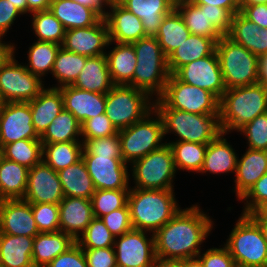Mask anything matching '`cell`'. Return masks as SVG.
<instances>
[{
  "mask_svg": "<svg viewBox=\"0 0 267 267\" xmlns=\"http://www.w3.org/2000/svg\"><path fill=\"white\" fill-rule=\"evenodd\" d=\"M192 205L180 209L163 227L154 233L156 257L163 259L183 260L197 257L201 244L213 229V221Z\"/></svg>",
  "mask_w": 267,
  "mask_h": 267,
  "instance_id": "obj_1",
  "label": "cell"
},
{
  "mask_svg": "<svg viewBox=\"0 0 267 267\" xmlns=\"http://www.w3.org/2000/svg\"><path fill=\"white\" fill-rule=\"evenodd\" d=\"M127 204L133 229L153 234L181 209L174 190L130 187Z\"/></svg>",
  "mask_w": 267,
  "mask_h": 267,
  "instance_id": "obj_2",
  "label": "cell"
},
{
  "mask_svg": "<svg viewBox=\"0 0 267 267\" xmlns=\"http://www.w3.org/2000/svg\"><path fill=\"white\" fill-rule=\"evenodd\" d=\"M267 112V87L253 85L226 89L219 103L222 132L238 131L258 115Z\"/></svg>",
  "mask_w": 267,
  "mask_h": 267,
  "instance_id": "obj_3",
  "label": "cell"
},
{
  "mask_svg": "<svg viewBox=\"0 0 267 267\" xmlns=\"http://www.w3.org/2000/svg\"><path fill=\"white\" fill-rule=\"evenodd\" d=\"M136 52L133 80L128 84L158 99L170 76L167 57L156 37L146 36L132 43ZM153 95V96H152Z\"/></svg>",
  "mask_w": 267,
  "mask_h": 267,
  "instance_id": "obj_4",
  "label": "cell"
},
{
  "mask_svg": "<svg viewBox=\"0 0 267 267\" xmlns=\"http://www.w3.org/2000/svg\"><path fill=\"white\" fill-rule=\"evenodd\" d=\"M163 121L164 137L174 133L175 142L208 144L221 133L219 114H194L171 108H154Z\"/></svg>",
  "mask_w": 267,
  "mask_h": 267,
  "instance_id": "obj_5",
  "label": "cell"
},
{
  "mask_svg": "<svg viewBox=\"0 0 267 267\" xmlns=\"http://www.w3.org/2000/svg\"><path fill=\"white\" fill-rule=\"evenodd\" d=\"M222 77L226 89L259 82L260 58L227 35L216 42Z\"/></svg>",
  "mask_w": 267,
  "mask_h": 267,
  "instance_id": "obj_6",
  "label": "cell"
},
{
  "mask_svg": "<svg viewBox=\"0 0 267 267\" xmlns=\"http://www.w3.org/2000/svg\"><path fill=\"white\" fill-rule=\"evenodd\" d=\"M152 98L133 86L114 85L106 94L105 114L117 131L125 129L154 110Z\"/></svg>",
  "mask_w": 267,
  "mask_h": 267,
  "instance_id": "obj_7",
  "label": "cell"
},
{
  "mask_svg": "<svg viewBox=\"0 0 267 267\" xmlns=\"http://www.w3.org/2000/svg\"><path fill=\"white\" fill-rule=\"evenodd\" d=\"M223 246L237 265L267 267V241L249 215L241 214Z\"/></svg>",
  "mask_w": 267,
  "mask_h": 267,
  "instance_id": "obj_8",
  "label": "cell"
},
{
  "mask_svg": "<svg viewBox=\"0 0 267 267\" xmlns=\"http://www.w3.org/2000/svg\"><path fill=\"white\" fill-rule=\"evenodd\" d=\"M154 108H171L194 114H219L220 100L210 91L178 80L170 74Z\"/></svg>",
  "mask_w": 267,
  "mask_h": 267,
  "instance_id": "obj_9",
  "label": "cell"
},
{
  "mask_svg": "<svg viewBox=\"0 0 267 267\" xmlns=\"http://www.w3.org/2000/svg\"><path fill=\"white\" fill-rule=\"evenodd\" d=\"M118 134L122 158L126 164L130 162V165L166 144L162 142L163 121L155 110L130 127L119 130Z\"/></svg>",
  "mask_w": 267,
  "mask_h": 267,
  "instance_id": "obj_10",
  "label": "cell"
},
{
  "mask_svg": "<svg viewBox=\"0 0 267 267\" xmlns=\"http://www.w3.org/2000/svg\"><path fill=\"white\" fill-rule=\"evenodd\" d=\"M133 167V168H132ZM134 188L173 190L176 174L173 153L166 143L131 164Z\"/></svg>",
  "mask_w": 267,
  "mask_h": 267,
  "instance_id": "obj_11",
  "label": "cell"
},
{
  "mask_svg": "<svg viewBox=\"0 0 267 267\" xmlns=\"http://www.w3.org/2000/svg\"><path fill=\"white\" fill-rule=\"evenodd\" d=\"M13 57L0 68V101L30 102L44 89L42 79L27 70L25 65L18 64Z\"/></svg>",
  "mask_w": 267,
  "mask_h": 267,
  "instance_id": "obj_12",
  "label": "cell"
},
{
  "mask_svg": "<svg viewBox=\"0 0 267 267\" xmlns=\"http://www.w3.org/2000/svg\"><path fill=\"white\" fill-rule=\"evenodd\" d=\"M146 232L131 229L115 237L113 247L117 267H152L156 258L154 234L147 238Z\"/></svg>",
  "mask_w": 267,
  "mask_h": 267,
  "instance_id": "obj_13",
  "label": "cell"
},
{
  "mask_svg": "<svg viewBox=\"0 0 267 267\" xmlns=\"http://www.w3.org/2000/svg\"><path fill=\"white\" fill-rule=\"evenodd\" d=\"M32 120L29 102L1 103L0 147L22 139H40Z\"/></svg>",
  "mask_w": 267,
  "mask_h": 267,
  "instance_id": "obj_14",
  "label": "cell"
},
{
  "mask_svg": "<svg viewBox=\"0 0 267 267\" xmlns=\"http://www.w3.org/2000/svg\"><path fill=\"white\" fill-rule=\"evenodd\" d=\"M173 75L182 82L210 91L219 100L226 91L216 50L180 67Z\"/></svg>",
  "mask_w": 267,
  "mask_h": 267,
  "instance_id": "obj_15",
  "label": "cell"
},
{
  "mask_svg": "<svg viewBox=\"0 0 267 267\" xmlns=\"http://www.w3.org/2000/svg\"><path fill=\"white\" fill-rule=\"evenodd\" d=\"M96 190L130 189L128 166L123 158L82 155Z\"/></svg>",
  "mask_w": 267,
  "mask_h": 267,
  "instance_id": "obj_16",
  "label": "cell"
},
{
  "mask_svg": "<svg viewBox=\"0 0 267 267\" xmlns=\"http://www.w3.org/2000/svg\"><path fill=\"white\" fill-rule=\"evenodd\" d=\"M63 198L64 193L57 171L43 160L29 169L23 200L29 203L59 204Z\"/></svg>",
  "mask_w": 267,
  "mask_h": 267,
  "instance_id": "obj_17",
  "label": "cell"
},
{
  "mask_svg": "<svg viewBox=\"0 0 267 267\" xmlns=\"http://www.w3.org/2000/svg\"><path fill=\"white\" fill-rule=\"evenodd\" d=\"M110 44L108 26L102 18L93 26L66 30L61 47L76 54L95 57L105 55L104 48Z\"/></svg>",
  "mask_w": 267,
  "mask_h": 267,
  "instance_id": "obj_18",
  "label": "cell"
},
{
  "mask_svg": "<svg viewBox=\"0 0 267 267\" xmlns=\"http://www.w3.org/2000/svg\"><path fill=\"white\" fill-rule=\"evenodd\" d=\"M105 14L111 43H133L146 37L140 18L124 8L117 0H110Z\"/></svg>",
  "mask_w": 267,
  "mask_h": 267,
  "instance_id": "obj_19",
  "label": "cell"
},
{
  "mask_svg": "<svg viewBox=\"0 0 267 267\" xmlns=\"http://www.w3.org/2000/svg\"><path fill=\"white\" fill-rule=\"evenodd\" d=\"M0 233L35 237L39 230L31 204L23 199L1 200Z\"/></svg>",
  "mask_w": 267,
  "mask_h": 267,
  "instance_id": "obj_20",
  "label": "cell"
},
{
  "mask_svg": "<svg viewBox=\"0 0 267 267\" xmlns=\"http://www.w3.org/2000/svg\"><path fill=\"white\" fill-rule=\"evenodd\" d=\"M59 205V229L75 241L95 218L90 199L65 197Z\"/></svg>",
  "mask_w": 267,
  "mask_h": 267,
  "instance_id": "obj_21",
  "label": "cell"
},
{
  "mask_svg": "<svg viewBox=\"0 0 267 267\" xmlns=\"http://www.w3.org/2000/svg\"><path fill=\"white\" fill-rule=\"evenodd\" d=\"M59 89L63 98L64 110L71 112L81 124L105 113L106 94L80 90L72 85Z\"/></svg>",
  "mask_w": 267,
  "mask_h": 267,
  "instance_id": "obj_22",
  "label": "cell"
},
{
  "mask_svg": "<svg viewBox=\"0 0 267 267\" xmlns=\"http://www.w3.org/2000/svg\"><path fill=\"white\" fill-rule=\"evenodd\" d=\"M141 19L146 36L155 37L163 18L175 8L174 0H117Z\"/></svg>",
  "mask_w": 267,
  "mask_h": 267,
  "instance_id": "obj_23",
  "label": "cell"
},
{
  "mask_svg": "<svg viewBox=\"0 0 267 267\" xmlns=\"http://www.w3.org/2000/svg\"><path fill=\"white\" fill-rule=\"evenodd\" d=\"M267 172V151L247 149L237 159L235 172L236 196L240 200L250 188Z\"/></svg>",
  "mask_w": 267,
  "mask_h": 267,
  "instance_id": "obj_24",
  "label": "cell"
},
{
  "mask_svg": "<svg viewBox=\"0 0 267 267\" xmlns=\"http://www.w3.org/2000/svg\"><path fill=\"white\" fill-rule=\"evenodd\" d=\"M227 36L259 58L267 54V28H260L241 12L232 16L231 29Z\"/></svg>",
  "mask_w": 267,
  "mask_h": 267,
  "instance_id": "obj_25",
  "label": "cell"
},
{
  "mask_svg": "<svg viewBox=\"0 0 267 267\" xmlns=\"http://www.w3.org/2000/svg\"><path fill=\"white\" fill-rule=\"evenodd\" d=\"M32 123L35 131L41 136L53 120L64 110L63 98L59 88H44L40 94L29 102Z\"/></svg>",
  "mask_w": 267,
  "mask_h": 267,
  "instance_id": "obj_26",
  "label": "cell"
},
{
  "mask_svg": "<svg viewBox=\"0 0 267 267\" xmlns=\"http://www.w3.org/2000/svg\"><path fill=\"white\" fill-rule=\"evenodd\" d=\"M72 86L80 90L107 94L114 84L110 77L106 55L88 57Z\"/></svg>",
  "mask_w": 267,
  "mask_h": 267,
  "instance_id": "obj_27",
  "label": "cell"
},
{
  "mask_svg": "<svg viewBox=\"0 0 267 267\" xmlns=\"http://www.w3.org/2000/svg\"><path fill=\"white\" fill-rule=\"evenodd\" d=\"M75 243L76 241L71 236L62 231L38 233L33 241L32 262L34 267H46Z\"/></svg>",
  "mask_w": 267,
  "mask_h": 267,
  "instance_id": "obj_28",
  "label": "cell"
},
{
  "mask_svg": "<svg viewBox=\"0 0 267 267\" xmlns=\"http://www.w3.org/2000/svg\"><path fill=\"white\" fill-rule=\"evenodd\" d=\"M49 9L66 30L93 26L102 19L95 10L74 0H51Z\"/></svg>",
  "mask_w": 267,
  "mask_h": 267,
  "instance_id": "obj_29",
  "label": "cell"
},
{
  "mask_svg": "<svg viewBox=\"0 0 267 267\" xmlns=\"http://www.w3.org/2000/svg\"><path fill=\"white\" fill-rule=\"evenodd\" d=\"M216 50V41L212 38L190 34L168 57L170 74L192 61L211 55Z\"/></svg>",
  "mask_w": 267,
  "mask_h": 267,
  "instance_id": "obj_30",
  "label": "cell"
},
{
  "mask_svg": "<svg viewBox=\"0 0 267 267\" xmlns=\"http://www.w3.org/2000/svg\"><path fill=\"white\" fill-rule=\"evenodd\" d=\"M226 134L221 133L215 140L207 145L204 163L200 173L210 174L235 173L237 165V152L224 138Z\"/></svg>",
  "mask_w": 267,
  "mask_h": 267,
  "instance_id": "obj_31",
  "label": "cell"
},
{
  "mask_svg": "<svg viewBox=\"0 0 267 267\" xmlns=\"http://www.w3.org/2000/svg\"><path fill=\"white\" fill-rule=\"evenodd\" d=\"M34 237L0 233V267H34Z\"/></svg>",
  "mask_w": 267,
  "mask_h": 267,
  "instance_id": "obj_32",
  "label": "cell"
},
{
  "mask_svg": "<svg viewBox=\"0 0 267 267\" xmlns=\"http://www.w3.org/2000/svg\"><path fill=\"white\" fill-rule=\"evenodd\" d=\"M110 77L114 85H128L133 80L136 52L132 43H116L105 53Z\"/></svg>",
  "mask_w": 267,
  "mask_h": 267,
  "instance_id": "obj_33",
  "label": "cell"
},
{
  "mask_svg": "<svg viewBox=\"0 0 267 267\" xmlns=\"http://www.w3.org/2000/svg\"><path fill=\"white\" fill-rule=\"evenodd\" d=\"M58 176L65 197L91 199L96 191L82 158L77 163L59 170Z\"/></svg>",
  "mask_w": 267,
  "mask_h": 267,
  "instance_id": "obj_34",
  "label": "cell"
},
{
  "mask_svg": "<svg viewBox=\"0 0 267 267\" xmlns=\"http://www.w3.org/2000/svg\"><path fill=\"white\" fill-rule=\"evenodd\" d=\"M175 9L182 16L191 34L212 38L216 42L222 37L208 19L207 5H196L191 0H179L175 2Z\"/></svg>",
  "mask_w": 267,
  "mask_h": 267,
  "instance_id": "obj_35",
  "label": "cell"
},
{
  "mask_svg": "<svg viewBox=\"0 0 267 267\" xmlns=\"http://www.w3.org/2000/svg\"><path fill=\"white\" fill-rule=\"evenodd\" d=\"M29 169L19 163L0 158V200L23 199Z\"/></svg>",
  "mask_w": 267,
  "mask_h": 267,
  "instance_id": "obj_36",
  "label": "cell"
},
{
  "mask_svg": "<svg viewBox=\"0 0 267 267\" xmlns=\"http://www.w3.org/2000/svg\"><path fill=\"white\" fill-rule=\"evenodd\" d=\"M190 31L180 13L174 8L166 15L155 36L163 53L168 57L178 46H180L190 35Z\"/></svg>",
  "mask_w": 267,
  "mask_h": 267,
  "instance_id": "obj_37",
  "label": "cell"
},
{
  "mask_svg": "<svg viewBox=\"0 0 267 267\" xmlns=\"http://www.w3.org/2000/svg\"><path fill=\"white\" fill-rule=\"evenodd\" d=\"M83 142H57L43 144L42 160L55 171L64 169L82 158Z\"/></svg>",
  "mask_w": 267,
  "mask_h": 267,
  "instance_id": "obj_38",
  "label": "cell"
},
{
  "mask_svg": "<svg viewBox=\"0 0 267 267\" xmlns=\"http://www.w3.org/2000/svg\"><path fill=\"white\" fill-rule=\"evenodd\" d=\"M79 137L81 123L71 112L63 110L40 136V141L42 144L82 141Z\"/></svg>",
  "mask_w": 267,
  "mask_h": 267,
  "instance_id": "obj_39",
  "label": "cell"
},
{
  "mask_svg": "<svg viewBox=\"0 0 267 267\" xmlns=\"http://www.w3.org/2000/svg\"><path fill=\"white\" fill-rule=\"evenodd\" d=\"M87 58V56L76 54L60 47L51 73L59 83L54 88L73 85L85 66Z\"/></svg>",
  "mask_w": 267,
  "mask_h": 267,
  "instance_id": "obj_40",
  "label": "cell"
},
{
  "mask_svg": "<svg viewBox=\"0 0 267 267\" xmlns=\"http://www.w3.org/2000/svg\"><path fill=\"white\" fill-rule=\"evenodd\" d=\"M177 170L199 173L202 169L208 144L192 142H168Z\"/></svg>",
  "mask_w": 267,
  "mask_h": 267,
  "instance_id": "obj_41",
  "label": "cell"
},
{
  "mask_svg": "<svg viewBox=\"0 0 267 267\" xmlns=\"http://www.w3.org/2000/svg\"><path fill=\"white\" fill-rule=\"evenodd\" d=\"M2 157L31 169L42 161L43 144L40 139H22L1 148Z\"/></svg>",
  "mask_w": 267,
  "mask_h": 267,
  "instance_id": "obj_42",
  "label": "cell"
},
{
  "mask_svg": "<svg viewBox=\"0 0 267 267\" xmlns=\"http://www.w3.org/2000/svg\"><path fill=\"white\" fill-rule=\"evenodd\" d=\"M61 45L54 42L37 41L29 47L28 64L25 65L28 71L40 78L48 71L52 73L56 55Z\"/></svg>",
  "mask_w": 267,
  "mask_h": 267,
  "instance_id": "obj_43",
  "label": "cell"
},
{
  "mask_svg": "<svg viewBox=\"0 0 267 267\" xmlns=\"http://www.w3.org/2000/svg\"><path fill=\"white\" fill-rule=\"evenodd\" d=\"M32 17V30L38 37L37 41L62 45L66 29L50 9L32 12Z\"/></svg>",
  "mask_w": 267,
  "mask_h": 267,
  "instance_id": "obj_44",
  "label": "cell"
},
{
  "mask_svg": "<svg viewBox=\"0 0 267 267\" xmlns=\"http://www.w3.org/2000/svg\"><path fill=\"white\" fill-rule=\"evenodd\" d=\"M130 189L96 190L91 197L95 218H100L112 211L123 208L127 204Z\"/></svg>",
  "mask_w": 267,
  "mask_h": 267,
  "instance_id": "obj_45",
  "label": "cell"
},
{
  "mask_svg": "<svg viewBox=\"0 0 267 267\" xmlns=\"http://www.w3.org/2000/svg\"><path fill=\"white\" fill-rule=\"evenodd\" d=\"M115 237L100 218H94L83 234L76 240L81 248H109L114 246Z\"/></svg>",
  "mask_w": 267,
  "mask_h": 267,
  "instance_id": "obj_46",
  "label": "cell"
},
{
  "mask_svg": "<svg viewBox=\"0 0 267 267\" xmlns=\"http://www.w3.org/2000/svg\"><path fill=\"white\" fill-rule=\"evenodd\" d=\"M82 155L110 156V158H122L119 134L109 137L82 139Z\"/></svg>",
  "mask_w": 267,
  "mask_h": 267,
  "instance_id": "obj_47",
  "label": "cell"
},
{
  "mask_svg": "<svg viewBox=\"0 0 267 267\" xmlns=\"http://www.w3.org/2000/svg\"><path fill=\"white\" fill-rule=\"evenodd\" d=\"M36 226L41 232H57L59 229V205L30 203Z\"/></svg>",
  "mask_w": 267,
  "mask_h": 267,
  "instance_id": "obj_48",
  "label": "cell"
},
{
  "mask_svg": "<svg viewBox=\"0 0 267 267\" xmlns=\"http://www.w3.org/2000/svg\"><path fill=\"white\" fill-rule=\"evenodd\" d=\"M237 132L246 136L249 149L267 151V112L258 115Z\"/></svg>",
  "mask_w": 267,
  "mask_h": 267,
  "instance_id": "obj_49",
  "label": "cell"
},
{
  "mask_svg": "<svg viewBox=\"0 0 267 267\" xmlns=\"http://www.w3.org/2000/svg\"><path fill=\"white\" fill-rule=\"evenodd\" d=\"M117 133L118 131L112 125L110 119L105 113L94 118H90L81 124L82 139L109 137Z\"/></svg>",
  "mask_w": 267,
  "mask_h": 267,
  "instance_id": "obj_50",
  "label": "cell"
},
{
  "mask_svg": "<svg viewBox=\"0 0 267 267\" xmlns=\"http://www.w3.org/2000/svg\"><path fill=\"white\" fill-rule=\"evenodd\" d=\"M100 219L105 223L114 237H119L133 229L128 204L123 208L100 217Z\"/></svg>",
  "mask_w": 267,
  "mask_h": 267,
  "instance_id": "obj_51",
  "label": "cell"
},
{
  "mask_svg": "<svg viewBox=\"0 0 267 267\" xmlns=\"http://www.w3.org/2000/svg\"><path fill=\"white\" fill-rule=\"evenodd\" d=\"M245 206L243 213L248 215L254 212L262 203L267 201V172L250 188V190L240 199Z\"/></svg>",
  "mask_w": 267,
  "mask_h": 267,
  "instance_id": "obj_52",
  "label": "cell"
},
{
  "mask_svg": "<svg viewBox=\"0 0 267 267\" xmlns=\"http://www.w3.org/2000/svg\"><path fill=\"white\" fill-rule=\"evenodd\" d=\"M46 267H88V265L83 249L75 243Z\"/></svg>",
  "mask_w": 267,
  "mask_h": 267,
  "instance_id": "obj_53",
  "label": "cell"
},
{
  "mask_svg": "<svg viewBox=\"0 0 267 267\" xmlns=\"http://www.w3.org/2000/svg\"><path fill=\"white\" fill-rule=\"evenodd\" d=\"M200 258L204 267H234L236 265L234 259L229 253L228 249L224 247L210 248L204 253H199Z\"/></svg>",
  "mask_w": 267,
  "mask_h": 267,
  "instance_id": "obj_54",
  "label": "cell"
},
{
  "mask_svg": "<svg viewBox=\"0 0 267 267\" xmlns=\"http://www.w3.org/2000/svg\"><path fill=\"white\" fill-rule=\"evenodd\" d=\"M88 267H116L114 247L109 248H82Z\"/></svg>",
  "mask_w": 267,
  "mask_h": 267,
  "instance_id": "obj_55",
  "label": "cell"
},
{
  "mask_svg": "<svg viewBox=\"0 0 267 267\" xmlns=\"http://www.w3.org/2000/svg\"><path fill=\"white\" fill-rule=\"evenodd\" d=\"M207 15L214 28L222 36L229 34L233 15L228 10L214 5H207Z\"/></svg>",
  "mask_w": 267,
  "mask_h": 267,
  "instance_id": "obj_56",
  "label": "cell"
},
{
  "mask_svg": "<svg viewBox=\"0 0 267 267\" xmlns=\"http://www.w3.org/2000/svg\"><path fill=\"white\" fill-rule=\"evenodd\" d=\"M240 12L260 28H267V3L241 4Z\"/></svg>",
  "mask_w": 267,
  "mask_h": 267,
  "instance_id": "obj_57",
  "label": "cell"
},
{
  "mask_svg": "<svg viewBox=\"0 0 267 267\" xmlns=\"http://www.w3.org/2000/svg\"><path fill=\"white\" fill-rule=\"evenodd\" d=\"M23 15L13 3L0 0V37H4L17 16Z\"/></svg>",
  "mask_w": 267,
  "mask_h": 267,
  "instance_id": "obj_58",
  "label": "cell"
},
{
  "mask_svg": "<svg viewBox=\"0 0 267 267\" xmlns=\"http://www.w3.org/2000/svg\"><path fill=\"white\" fill-rule=\"evenodd\" d=\"M196 5H214L228 10L232 15L240 12L241 0H191Z\"/></svg>",
  "mask_w": 267,
  "mask_h": 267,
  "instance_id": "obj_59",
  "label": "cell"
},
{
  "mask_svg": "<svg viewBox=\"0 0 267 267\" xmlns=\"http://www.w3.org/2000/svg\"><path fill=\"white\" fill-rule=\"evenodd\" d=\"M2 39L3 37H0V68L5 66L13 57H15L14 51L16 48L11 42L10 44H6L5 41H2Z\"/></svg>",
  "mask_w": 267,
  "mask_h": 267,
  "instance_id": "obj_60",
  "label": "cell"
},
{
  "mask_svg": "<svg viewBox=\"0 0 267 267\" xmlns=\"http://www.w3.org/2000/svg\"><path fill=\"white\" fill-rule=\"evenodd\" d=\"M74 1L95 10L102 18H104L106 14L105 8L106 6H108L110 0H74Z\"/></svg>",
  "mask_w": 267,
  "mask_h": 267,
  "instance_id": "obj_61",
  "label": "cell"
},
{
  "mask_svg": "<svg viewBox=\"0 0 267 267\" xmlns=\"http://www.w3.org/2000/svg\"><path fill=\"white\" fill-rule=\"evenodd\" d=\"M51 0H27V13L48 10Z\"/></svg>",
  "mask_w": 267,
  "mask_h": 267,
  "instance_id": "obj_62",
  "label": "cell"
},
{
  "mask_svg": "<svg viewBox=\"0 0 267 267\" xmlns=\"http://www.w3.org/2000/svg\"><path fill=\"white\" fill-rule=\"evenodd\" d=\"M152 267H182V260L156 257Z\"/></svg>",
  "mask_w": 267,
  "mask_h": 267,
  "instance_id": "obj_63",
  "label": "cell"
},
{
  "mask_svg": "<svg viewBox=\"0 0 267 267\" xmlns=\"http://www.w3.org/2000/svg\"><path fill=\"white\" fill-rule=\"evenodd\" d=\"M259 82L267 87V54L260 57Z\"/></svg>",
  "mask_w": 267,
  "mask_h": 267,
  "instance_id": "obj_64",
  "label": "cell"
},
{
  "mask_svg": "<svg viewBox=\"0 0 267 267\" xmlns=\"http://www.w3.org/2000/svg\"><path fill=\"white\" fill-rule=\"evenodd\" d=\"M248 215L251 218H267V201L262 203L254 212Z\"/></svg>",
  "mask_w": 267,
  "mask_h": 267,
  "instance_id": "obj_65",
  "label": "cell"
},
{
  "mask_svg": "<svg viewBox=\"0 0 267 267\" xmlns=\"http://www.w3.org/2000/svg\"><path fill=\"white\" fill-rule=\"evenodd\" d=\"M182 267H204L200 258L191 257L182 260Z\"/></svg>",
  "mask_w": 267,
  "mask_h": 267,
  "instance_id": "obj_66",
  "label": "cell"
},
{
  "mask_svg": "<svg viewBox=\"0 0 267 267\" xmlns=\"http://www.w3.org/2000/svg\"><path fill=\"white\" fill-rule=\"evenodd\" d=\"M262 231L264 238L267 241V218H252Z\"/></svg>",
  "mask_w": 267,
  "mask_h": 267,
  "instance_id": "obj_67",
  "label": "cell"
},
{
  "mask_svg": "<svg viewBox=\"0 0 267 267\" xmlns=\"http://www.w3.org/2000/svg\"><path fill=\"white\" fill-rule=\"evenodd\" d=\"M22 13H27V0H8Z\"/></svg>",
  "mask_w": 267,
  "mask_h": 267,
  "instance_id": "obj_68",
  "label": "cell"
},
{
  "mask_svg": "<svg viewBox=\"0 0 267 267\" xmlns=\"http://www.w3.org/2000/svg\"><path fill=\"white\" fill-rule=\"evenodd\" d=\"M267 3V0H241V4Z\"/></svg>",
  "mask_w": 267,
  "mask_h": 267,
  "instance_id": "obj_69",
  "label": "cell"
},
{
  "mask_svg": "<svg viewBox=\"0 0 267 267\" xmlns=\"http://www.w3.org/2000/svg\"><path fill=\"white\" fill-rule=\"evenodd\" d=\"M234 267H249V266H241L236 264Z\"/></svg>",
  "mask_w": 267,
  "mask_h": 267,
  "instance_id": "obj_70",
  "label": "cell"
},
{
  "mask_svg": "<svg viewBox=\"0 0 267 267\" xmlns=\"http://www.w3.org/2000/svg\"><path fill=\"white\" fill-rule=\"evenodd\" d=\"M2 157L1 147H0V158Z\"/></svg>",
  "mask_w": 267,
  "mask_h": 267,
  "instance_id": "obj_71",
  "label": "cell"
}]
</instances>
